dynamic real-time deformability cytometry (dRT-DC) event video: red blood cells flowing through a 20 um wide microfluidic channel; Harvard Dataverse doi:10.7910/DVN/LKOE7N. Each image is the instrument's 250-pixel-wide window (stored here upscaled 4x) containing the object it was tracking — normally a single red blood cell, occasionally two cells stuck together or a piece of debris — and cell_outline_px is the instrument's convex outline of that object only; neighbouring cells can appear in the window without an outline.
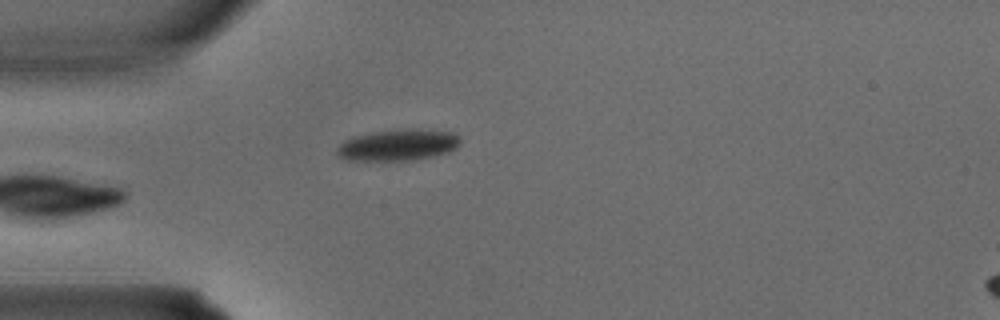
{"species": "common noctule bat (a hibernating species)", "species_latin": "Nyctalus noctula", "temperature_condition": "warm", "stored_images_in_passage": 4, "segment_of_instrument_passage": [1, 2], "camera_frame_rate_fps": 3000, "um_per_image_px": 0.085, "animal": {"sex": "male", "body_mass_g": 15.6}, "frame": {"image": 1, "passage_image": 3, "time_ms": 0.667, "image_size_px": [1000, 320], "cell_outline_px": [[460, 144], [456, 148], [448, 152], [416, 160], [344, 160], [336, 156], [336, 148], [344, 140], [352, 136], [372, 132], [412, 128], [416, 128], [452, 132], [460, 136]], "centroid_in_image_um": [33.81, 12.32], "position_along_channel_um": 51.2, "area_um2": 22.83}}